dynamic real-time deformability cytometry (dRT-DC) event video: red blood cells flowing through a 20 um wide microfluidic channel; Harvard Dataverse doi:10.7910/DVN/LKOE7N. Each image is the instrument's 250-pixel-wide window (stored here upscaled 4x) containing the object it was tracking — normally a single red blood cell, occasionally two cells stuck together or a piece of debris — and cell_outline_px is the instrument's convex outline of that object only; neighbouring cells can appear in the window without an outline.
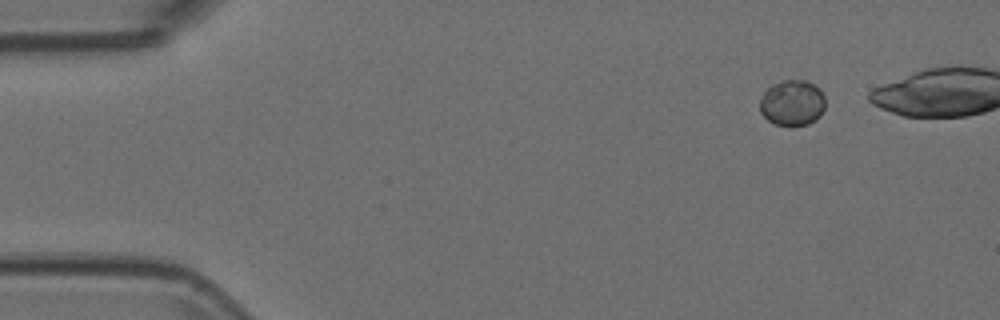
{"species": "Egyptian fruit bat (a non-hibernating species)", "species_latin": "Rousettus aegyptiacus", "temperature_condition": "room temperature", "stored_images_in_passage": 39, "camera_frame_rate_fps": 3000, "um_per_image_px": 0.085, "animal": {"sex": "female"}, "frame": {"image": 1, "passage_image": 1, "time_ms": 0.0, "image_size_px": [1000, 320], "cell_outline_px": [[824, 108], [820, 116], [816, 120], [808, 124], [776, 124], [768, 120], [760, 112], [760, 100], [764, 92], [772, 84], [784, 80], [804, 80], [820, 88], [824, 96]], "centroid_in_image_um": [67.35, 8.72], "position_along_channel_um": 17.7, "area_um2": 17.22}}
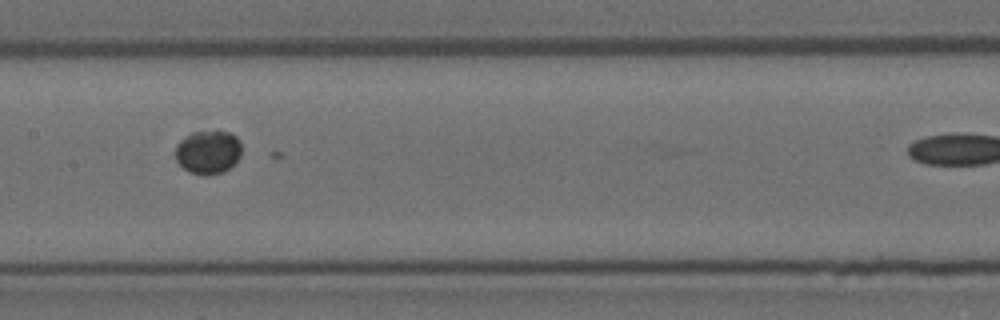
{"frame": {"image": 2, "passage_image": 22, "time_ms": 7.0, "image_size_px": [1000, 320], "cell_outline_px": [[240, 156], [224, 172], [208, 176], [204, 176], [188, 172], [176, 160], [176, 144], [180, 140], [192, 132], [228, 132], [236, 136], [240, 140]], "centroid_in_image_um": [17.67, 12.95], "position_along_channel_um": 189.7, "area_um2": 16.7}}
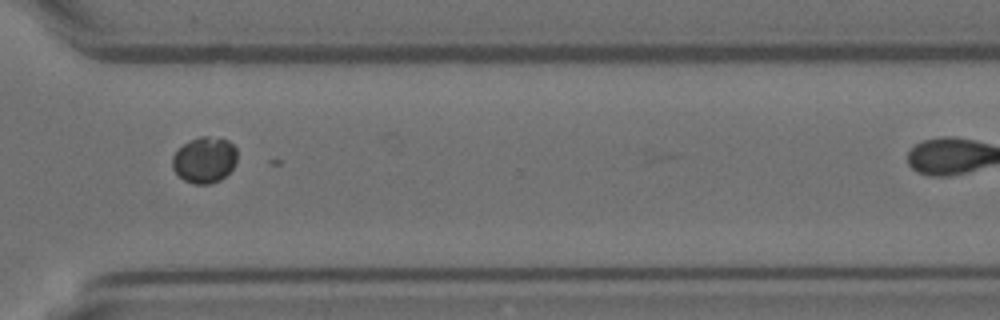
{"frame": {"image": 3, "passage_image": 35, "time_ms": 11.333, "image_size_px": [1000, 320], "cell_outline_px": [[236, 160], [232, 168], [220, 180], [208, 184], [196, 184], [184, 180], [172, 168], [172, 156], [184, 144], [200, 136], [208, 136], [228, 140], [236, 148]], "centroid_in_image_um": [17.38, 13.59], "position_along_channel_um": 353.2, "area_um2": 17.11}}